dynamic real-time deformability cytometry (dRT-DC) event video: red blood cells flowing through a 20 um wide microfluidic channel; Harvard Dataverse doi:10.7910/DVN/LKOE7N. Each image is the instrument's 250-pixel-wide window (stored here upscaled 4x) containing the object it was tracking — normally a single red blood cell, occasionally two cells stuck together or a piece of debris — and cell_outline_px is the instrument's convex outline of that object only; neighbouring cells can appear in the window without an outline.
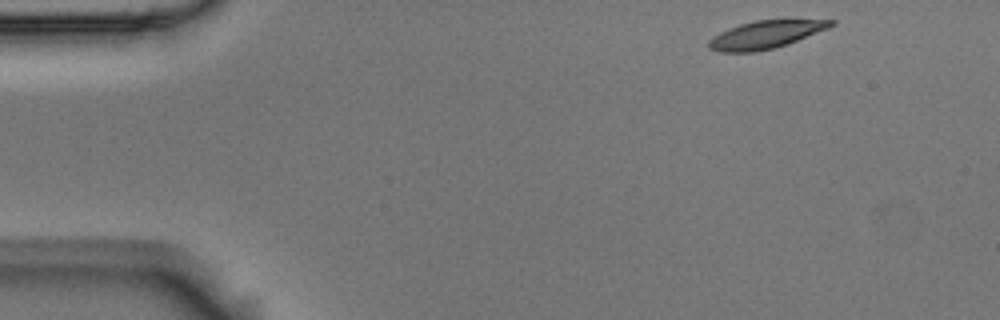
{"species": "Egyptian fruit bat (a non-hibernating species)", "species_latin": "Rousettus aegyptiacus", "temperature_condition": "room temperature", "stored_images_in_passage": 3, "camera_frame_rate_fps": 3000, "um_per_image_px": 0.085, "animal": {"sex": "male"}, "frame": {"image": 1, "passage_image": 1, "time_ms": 0.0, "image_size_px": [1000, 320], "cell_outline_px": [[836, 24], [828, 28], [788, 44], [772, 48], [752, 52], [720, 52], [708, 48], [708, 40], [720, 32], [728, 28], [740, 24], [756, 20], [836, 20]], "centroid_in_image_um": [65.05, 2.94], "position_along_channel_um": 19.9, "area_um2": 19.59}}